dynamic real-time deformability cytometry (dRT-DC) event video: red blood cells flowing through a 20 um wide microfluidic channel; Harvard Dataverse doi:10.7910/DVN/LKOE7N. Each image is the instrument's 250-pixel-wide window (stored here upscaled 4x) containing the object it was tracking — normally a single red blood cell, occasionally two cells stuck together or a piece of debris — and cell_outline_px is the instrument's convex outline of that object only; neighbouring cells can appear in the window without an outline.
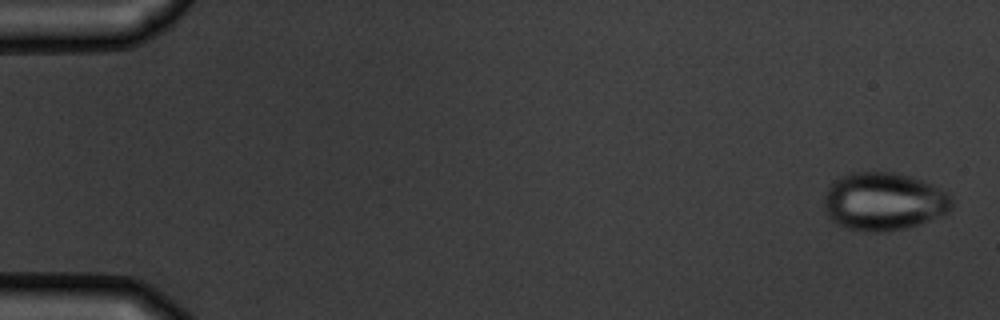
{"species": "common noctule bat (a hibernating species)", "species_latin": "Nyctalus noctula", "temperature_condition": "warm", "stored_images_in_passage": 4, "camera_frame_rate_fps": 3000, "um_per_image_px": 0.085, "animal": {"sex": "male", "body_mass_g": 19.5, "forearm_length_mm": 54.6}, "frame": {"image": 1, "passage_image": 1, "time_ms": 0.0, "image_size_px": [1000, 320], "cell_outline_px": [[952, 208], [948, 212], [916, 224], [904, 228], [888, 232], [876, 232], [848, 228], [832, 220], [824, 212], [824, 200], [828, 188], [832, 180], [840, 176], [852, 172], [892, 172], [908, 176], [932, 184], [944, 192], [952, 200]], "centroid_in_image_um": [75.07, 17.11], "position_along_channel_um": 9.9, "area_um2": 42.71}}